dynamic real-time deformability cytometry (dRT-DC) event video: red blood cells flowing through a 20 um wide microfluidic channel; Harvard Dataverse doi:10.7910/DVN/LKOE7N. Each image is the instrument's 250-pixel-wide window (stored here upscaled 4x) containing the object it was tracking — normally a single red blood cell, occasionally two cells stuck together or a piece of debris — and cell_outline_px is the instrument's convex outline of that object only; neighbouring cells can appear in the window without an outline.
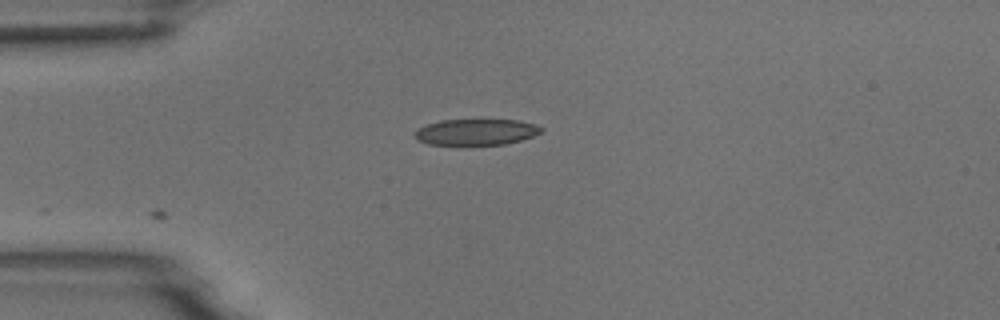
{"species": "common noctule bat (a hibernating species)", "species_latin": "Nyctalus noctula", "temperature_condition": "room temperature", "stored_images_in_passage": 5, "camera_frame_rate_fps": 3000, "um_per_image_px": 0.085, "animal": {"sex": "male", "body_mass_g": 18.8}, "frame": {"image": 1, "passage_image": 1, "time_ms": 0.0, "image_size_px": [1000, 320], "cell_outline_px": [[544, 132], [520, 140], [504, 144], [460, 148], [428, 144], [416, 140], [412, 136], [420, 128], [428, 124], [440, 120], [520, 120], [536, 124], [544, 128]], "centroid_in_image_um": [40.45, 11.27], "position_along_channel_um": 44.6, "area_um2": 20.23}}